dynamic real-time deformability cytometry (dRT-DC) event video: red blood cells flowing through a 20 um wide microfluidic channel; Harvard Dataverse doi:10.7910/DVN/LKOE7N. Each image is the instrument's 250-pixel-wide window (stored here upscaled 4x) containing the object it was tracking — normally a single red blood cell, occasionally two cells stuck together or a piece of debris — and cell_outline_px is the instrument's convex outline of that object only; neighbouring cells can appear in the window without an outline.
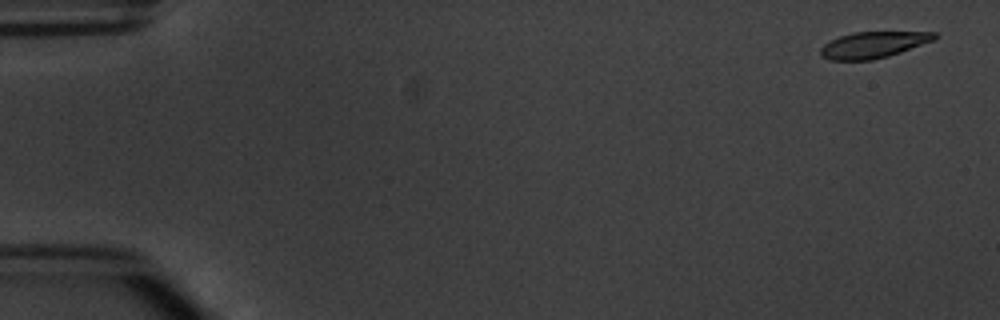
{"species": "common noctule bat (a hibernating species)", "species_latin": "Nyctalus noctula", "temperature_condition": "warm", "stored_images_in_passage": 4, "camera_frame_rate_fps": 3000, "um_per_image_px": 0.085, "animal": {"sex": "male", "body_mass_g": 20.1, "forearm_length_mm": 53.5}, "frame": {"image": 1, "passage_image": 1, "time_ms": 0.0, "image_size_px": [1000, 320], "cell_outline_px": [[940, 36], [936, 40], [888, 56], [872, 60], [832, 60], [820, 56], [820, 48], [824, 44], [840, 36], [852, 32], [936, 32]], "centroid_in_image_um": [74.26, 3.8], "position_along_channel_um": 10.7, "area_um2": 17.51}}
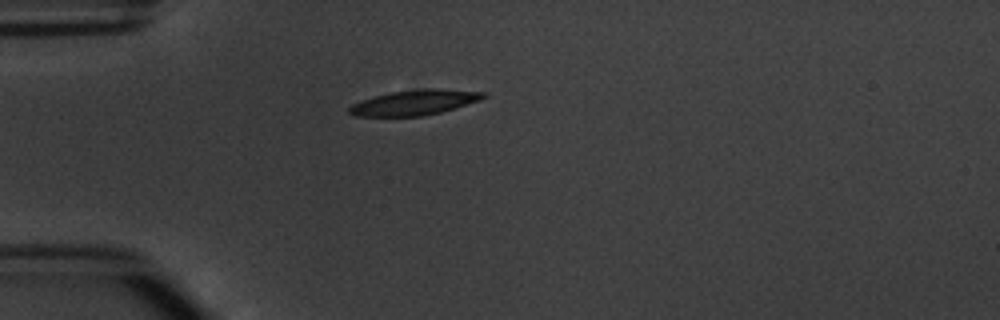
{"frame": {"image": 2, "passage_image": 4, "time_ms": 4.333, "image_size_px": [1000, 320], "cell_outline_px": [[488, 96], [480, 100], [440, 112], [424, 116], [356, 116], [348, 112], [348, 108], [352, 104], [360, 100], [392, 92], [424, 88], [440, 88], [488, 92]], "centroid_in_image_um": [35.27, 8.7], "position_along_channel_um": 49.7, "area_um2": 19.71}}